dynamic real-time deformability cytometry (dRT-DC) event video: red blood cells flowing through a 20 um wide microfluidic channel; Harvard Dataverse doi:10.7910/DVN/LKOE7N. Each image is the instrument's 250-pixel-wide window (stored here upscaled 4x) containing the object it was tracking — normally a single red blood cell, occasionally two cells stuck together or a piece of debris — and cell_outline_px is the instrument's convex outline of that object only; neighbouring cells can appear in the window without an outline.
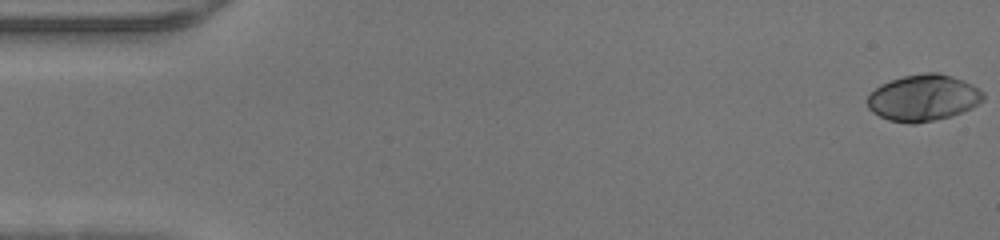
{"species": "human", "species_latin": "Homo sapiens", "temperature_condition": "warm", "stored_images_in_passage": 47, "camera_frame_rate_fps": 3000, "um_per_image_px": 0.085, "donor": {"sex": "male"}, "frame": {"image": 1, "passage_image": 1, "time_ms": 0.0, "image_size_px": [1000, 240], "cell_outline_px": [[984, 100], [972, 108], [952, 116], [916, 124], [908, 124], [888, 120], [872, 112], [868, 108], [868, 96], [880, 84], [904, 76], [924, 72], [940, 72], [964, 80], [972, 84], [984, 92]], "centroid_in_image_um": [78.51, 8.32], "position_along_channel_um": 6.5, "area_um2": 31.56}}
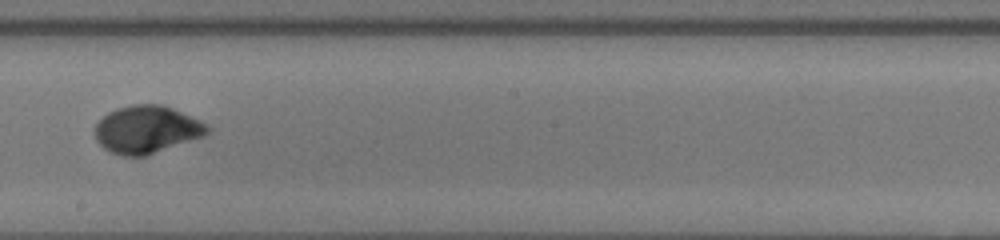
{"frame": {"image": 2, "passage_image": 27, "time_ms": 8.667, "image_size_px": [1000, 240], "cell_outline_px": [[212, 128], [204, 136], [144, 156], [124, 156], [112, 152], [104, 148], [96, 140], [96, 124], [108, 112], [116, 108], [132, 104], [160, 104], [172, 108], [200, 120]], "centroid_in_image_um": [12.48, 11.0], "position_along_channel_um": 235.7, "area_um2": 30.92}}
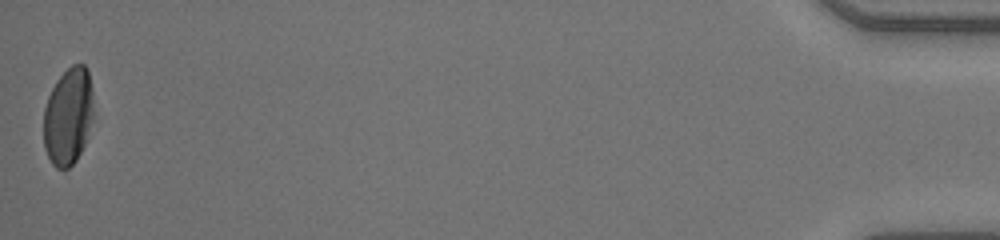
{"frame": {"image": 3, "passage_image": 47, "time_ms": 15.333, "image_size_px": [1000, 240], "cell_outline_px": [[92, 120], [84, 144], [76, 160], [68, 168], [56, 168], [52, 164], [44, 148], [44, 108], [48, 96], [56, 80], [72, 64], [84, 64], [88, 68], [92, 88]], "centroid_in_image_um": [5.79, 9.86], "position_along_channel_um": 429.4, "area_um2": 28.21}}